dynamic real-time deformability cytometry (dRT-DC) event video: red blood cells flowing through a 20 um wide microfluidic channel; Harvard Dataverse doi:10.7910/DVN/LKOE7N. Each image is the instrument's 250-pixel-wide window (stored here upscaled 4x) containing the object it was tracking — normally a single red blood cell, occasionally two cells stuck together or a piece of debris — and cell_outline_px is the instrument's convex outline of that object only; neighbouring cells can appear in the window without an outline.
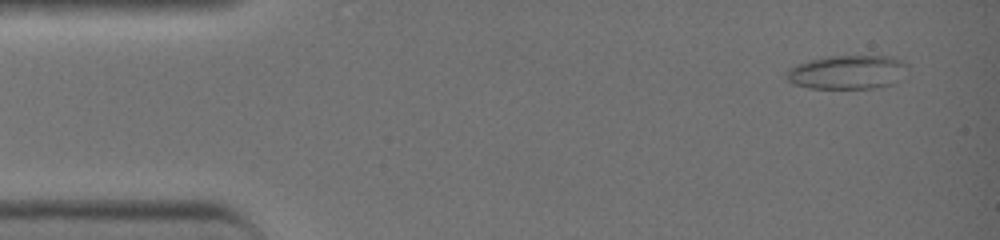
{"species": "common noctule bat (a hibernating species)", "species_latin": "Nyctalus noctula", "temperature_condition": "warm", "stored_images_in_passage": 42, "camera_frame_rate_fps": 3000, "um_per_image_px": 0.085, "animal": {"sex": "female", "body_mass_g": 19.0, "forearm_length_mm": 51.5}, "frame": {"image": 1, "passage_image": 3, "time_ms": 0.667, "image_size_px": [1000, 240], "cell_outline_px": [[908, 68], [900, 80], [892, 84], [880, 88], [808, 88], [792, 84], [784, 76], [784, 72], [788, 68], [808, 60], [828, 56], [892, 56], [908, 64]], "centroid_in_image_um": [72.02, 6.14], "position_along_channel_um": 13.0, "area_um2": 24.33}}
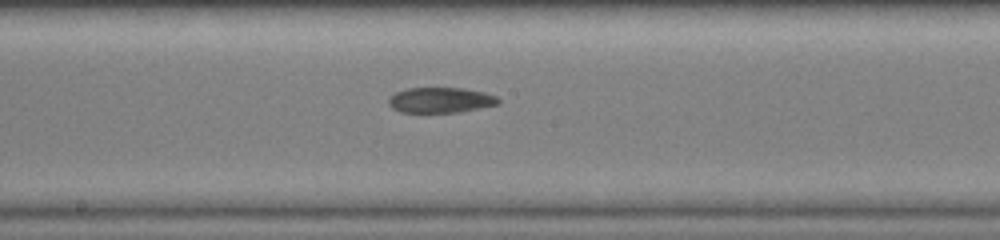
{"frame": {"image": 2, "passage_image": 23, "time_ms": 7.333, "image_size_px": [1000, 240], "cell_outline_px": [[500, 104], [460, 112], [400, 112], [392, 108], [388, 104], [388, 100], [396, 92], [408, 88], [464, 88], [484, 92], [496, 96], [500, 100]], "centroid_in_image_um": [37.47, 8.51], "position_along_channel_um": 210.7, "area_um2": 16.24}}
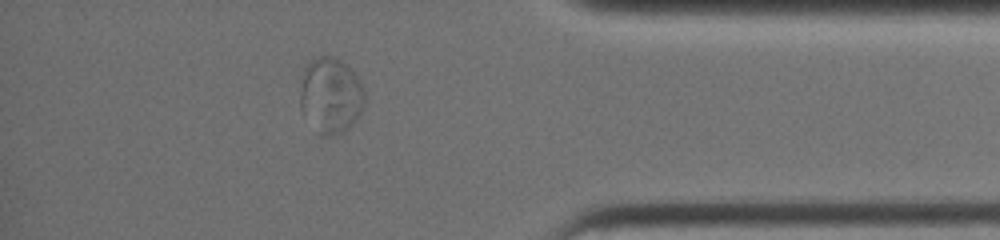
{"frame": {"image": 3, "passage_image": 37, "time_ms": 12.0, "image_size_px": [1000, 240], "cell_outline_px": [[364, 108], [356, 120], [340, 132], [328, 136], [320, 136], [316, 132], [300, 108], [300, 88], [304, 68], [308, 60], [320, 56], [332, 56], [348, 64], [352, 68], [360, 80], [364, 88]], "centroid_in_image_um": [28.1, 8.08], "position_along_channel_um": 407.1, "area_um2": 28.84}}